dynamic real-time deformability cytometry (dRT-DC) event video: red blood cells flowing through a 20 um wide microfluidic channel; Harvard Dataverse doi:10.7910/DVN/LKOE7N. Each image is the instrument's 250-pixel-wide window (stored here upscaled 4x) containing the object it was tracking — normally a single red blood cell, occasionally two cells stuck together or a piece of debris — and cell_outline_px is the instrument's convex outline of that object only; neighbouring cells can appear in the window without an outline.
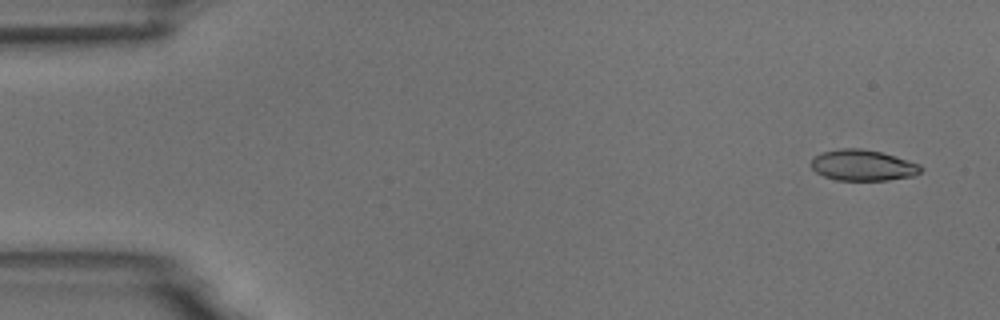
{"species": "common noctule bat (a hibernating species)", "species_latin": "Nyctalus noctula", "temperature_condition": "room temperature", "stored_images_in_passage": 4, "camera_frame_rate_fps": 3000, "um_per_image_px": 0.085, "animal": {"sex": "male", "body_mass_g": 18.8}, "frame": {"image": 1, "passage_image": 1, "time_ms": 0.0, "image_size_px": [1000, 320], "cell_outline_px": [[924, 168], [920, 172], [912, 176], [888, 180], [836, 180], [824, 176], [816, 172], [808, 164], [820, 152], [840, 148], [860, 148], [880, 152], [896, 156], [920, 164]], "centroid_in_image_um": [73.33, 14.04], "position_along_channel_um": 11.7, "area_um2": 19.88}}